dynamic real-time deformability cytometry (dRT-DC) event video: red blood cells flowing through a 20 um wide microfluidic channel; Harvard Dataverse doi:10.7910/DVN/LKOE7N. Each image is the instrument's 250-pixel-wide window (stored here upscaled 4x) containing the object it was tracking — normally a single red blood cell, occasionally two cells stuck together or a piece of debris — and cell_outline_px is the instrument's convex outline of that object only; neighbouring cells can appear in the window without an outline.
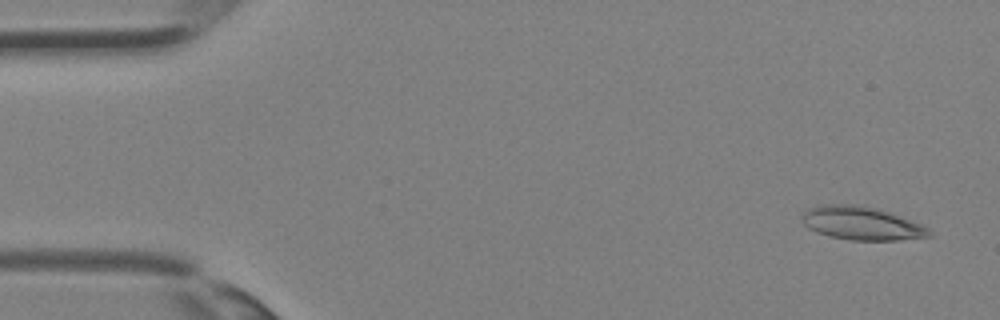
{"species": "Egyptian fruit bat (a non-hibernating species)", "species_latin": "Rousettus aegyptiacus", "temperature_condition": "room temperature", "stored_images_in_passage": 12, "camera_frame_rate_fps": 3000, "um_per_image_px": 0.085, "animal": {"sex": "female"}, "frame": {"image": 1, "passage_image": 2, "time_ms": 0.333, "image_size_px": [1000, 320], "cell_outline_px": [[932, 236], [896, 240], [852, 240], [832, 236], [816, 232], [808, 228], [804, 224], [800, 216], [804, 208], [820, 204], [864, 204], [888, 212], [920, 224], [928, 228], [932, 232]], "centroid_in_image_um": [73.16, 18.95], "position_along_channel_um": 11.8, "area_um2": 24.85}}
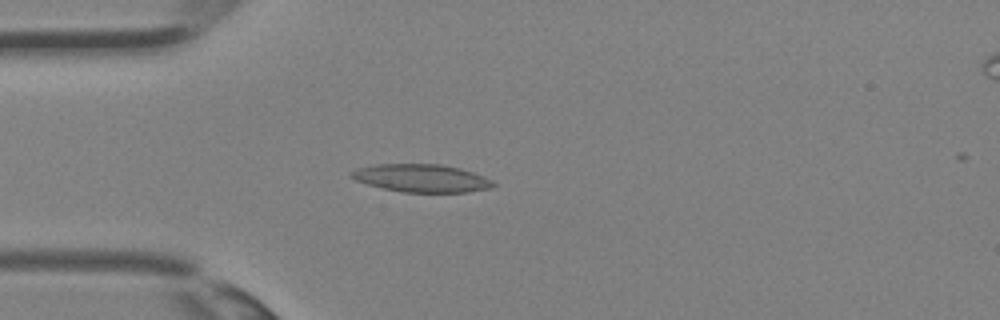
{"frame": {"image": 2, "passage_image": 10, "time_ms": 3.0, "image_size_px": [1000, 320], "cell_outline_px": [[496, 184], [492, 188], [468, 192], [404, 192], [384, 188], [368, 184], [356, 180], [352, 176], [352, 172], [356, 168], [376, 164], [440, 164], [460, 168], [484, 176], [492, 180]], "centroid_in_image_um": [35.88, 15.14], "position_along_channel_um": 49.1, "area_um2": 22.89}}